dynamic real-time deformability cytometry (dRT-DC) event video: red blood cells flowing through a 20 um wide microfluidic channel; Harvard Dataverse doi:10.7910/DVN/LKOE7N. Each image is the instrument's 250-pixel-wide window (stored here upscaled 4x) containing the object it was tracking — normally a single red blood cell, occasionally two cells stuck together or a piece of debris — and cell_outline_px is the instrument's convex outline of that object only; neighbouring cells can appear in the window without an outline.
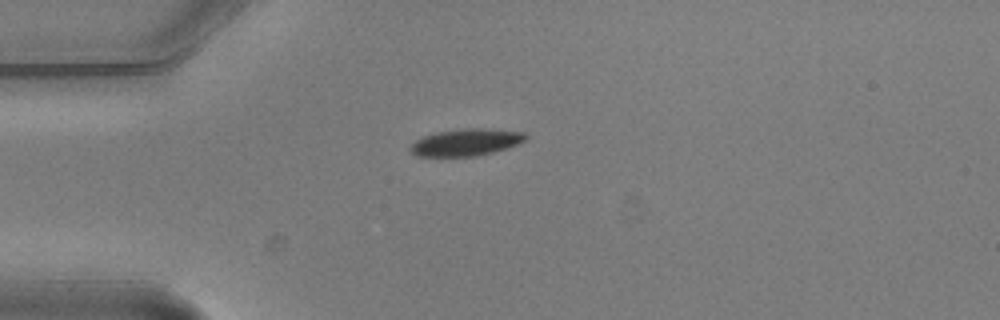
{"species": "common noctule bat (a hibernating species)", "species_latin": "Nyctalus noctula", "temperature_condition": "warm", "stored_images_in_passage": 5, "camera_frame_rate_fps": 3000, "um_per_image_px": 0.085, "animal": {"sex": "male", "body_mass_g": 20.5, "forearm_length_mm": 52.5}, "frame": {"image": 1, "passage_image": 5, "time_ms": 1.333, "image_size_px": [1000, 320], "cell_outline_px": [[528, 136], [524, 140], [508, 148], [476, 156], [416, 156], [408, 148], [416, 140], [424, 136], [436, 132], [464, 128], [480, 128], [524, 132]], "centroid_in_image_um": [39.6, 12.09], "position_along_channel_um": 45.4, "area_um2": 17.98}}